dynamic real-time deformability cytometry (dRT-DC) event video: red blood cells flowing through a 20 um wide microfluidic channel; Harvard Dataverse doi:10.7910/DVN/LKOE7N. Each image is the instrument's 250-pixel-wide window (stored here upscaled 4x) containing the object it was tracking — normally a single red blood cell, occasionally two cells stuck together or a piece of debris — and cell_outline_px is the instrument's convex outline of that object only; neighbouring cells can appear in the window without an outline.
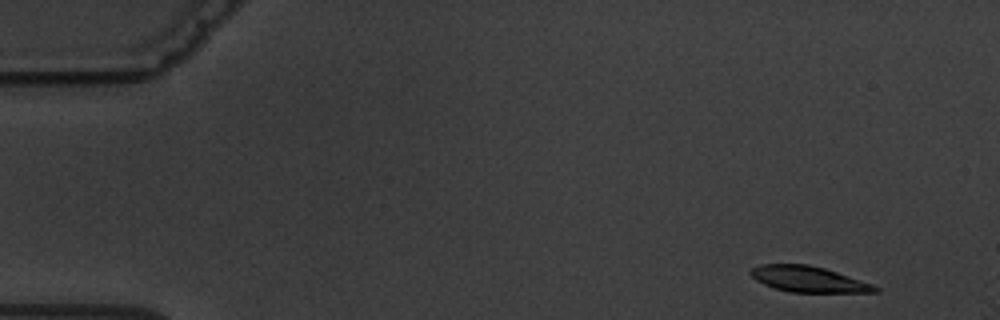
{"species": "common noctule bat (a hibernating species)", "species_latin": "Nyctalus noctula", "temperature_condition": "warm", "stored_images_in_passage": 4, "segment_of_instrument_passage": [1, 2], "camera_frame_rate_fps": 3000, "um_per_image_px": 0.085, "animal": {"sex": "male", "body_mass_g": 19.5, "forearm_length_mm": 54.6}, "frame": {"image": 1, "passage_image": 1, "time_ms": 0.0, "image_size_px": [1000, 320], "cell_outline_px": [[880, 292], [788, 292], [764, 284], [756, 280], [748, 272], [752, 268], [760, 264], [808, 264], [824, 268], [872, 284], [880, 288]], "centroid_in_image_um": [68.7, 23.73], "position_along_channel_um": 16.3, "area_um2": 18.55}}